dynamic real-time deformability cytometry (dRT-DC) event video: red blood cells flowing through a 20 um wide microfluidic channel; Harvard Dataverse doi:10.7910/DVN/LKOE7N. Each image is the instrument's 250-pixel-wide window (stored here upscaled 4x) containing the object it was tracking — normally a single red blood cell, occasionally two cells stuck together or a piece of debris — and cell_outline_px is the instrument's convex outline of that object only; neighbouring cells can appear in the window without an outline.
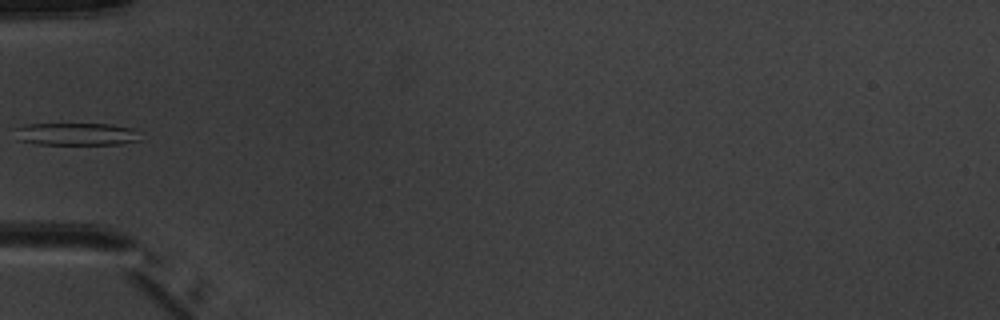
{"species": "common noctule bat (a hibernating species)", "species_latin": "Nyctalus noctula", "temperature_condition": "warm", "stored_images_in_passage": 7, "camera_frame_rate_fps": 3000, "um_per_image_px": 0.085, "animal": {"sex": "male", "body_mass_g": 20.1, "forearm_length_mm": 53.5}, "frame": {"image": 1, "passage_image": 6, "time_ms": 6.0, "image_size_px": [1000, 320], "cell_outline_px": [[140, 140], [120, 144], [36, 144], [16, 140], [12, 128], [24, 124], [112, 124], [132, 128], [136, 132]], "centroid_in_image_um": [6.36, 11.39], "position_along_channel_um": 78.6, "area_um2": 16.65}}